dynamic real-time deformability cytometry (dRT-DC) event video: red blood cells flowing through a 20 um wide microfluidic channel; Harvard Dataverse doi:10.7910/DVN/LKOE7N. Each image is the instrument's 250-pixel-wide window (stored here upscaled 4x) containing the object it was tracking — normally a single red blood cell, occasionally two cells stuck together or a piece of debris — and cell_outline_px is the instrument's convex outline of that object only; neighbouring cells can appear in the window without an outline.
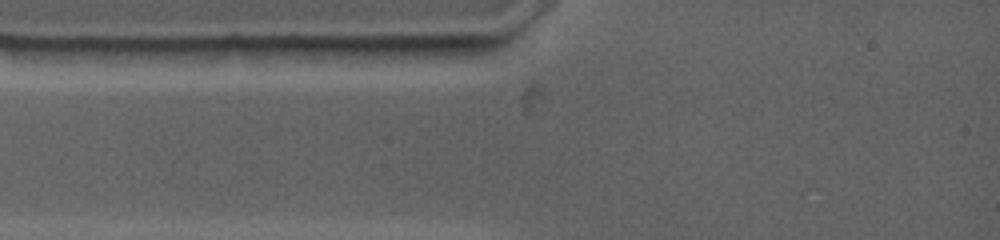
{"species": "common noctule bat (a hibernating species)", "species_latin": "Nyctalus noctula", "temperature_condition": "warm", "stored_images_in_passage": 1, "camera_frame_rate_fps": 4500, "um_per_image_px": 0.085, "animal": {"sex": "female", "body_mass_g": 19.0, "forearm_length_mm": 53.3}, "frame": {"image": 1, "passage_image": 1, "time_ms": 0.0, "image_size_px": [1000, 240], "cell_outline_px": [[452, 48], [436, 56], [396, 64], [296, 60], [280, 48], [292, 44], [452, 44]], "centroid_in_image_um": [31.04, 4.46], "position_along_channel_um": 54.0, "area_um2": 19.54}}